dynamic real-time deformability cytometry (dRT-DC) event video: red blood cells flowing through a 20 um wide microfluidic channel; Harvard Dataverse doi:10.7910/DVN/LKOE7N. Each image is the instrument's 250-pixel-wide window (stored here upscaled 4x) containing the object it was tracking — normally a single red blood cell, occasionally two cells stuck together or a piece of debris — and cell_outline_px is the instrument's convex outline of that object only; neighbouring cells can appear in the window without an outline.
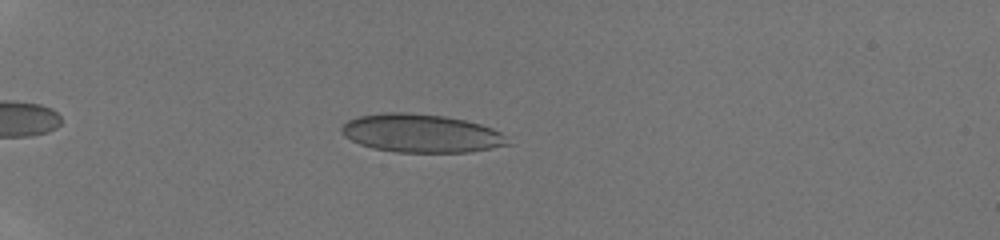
{"species": "human", "species_latin": "Homo sapiens", "temperature_condition": "room temperature", "stored_images_in_passage": 39, "camera_frame_rate_fps": 3000, "um_per_image_px": 0.085, "donor": {"sex": "male"}, "frame": {"image": 1, "passage_image": 8, "time_ms": 2.333, "image_size_px": [1000, 240], "cell_outline_px": [[516, 144], [468, 152], [396, 152], [372, 148], [360, 144], [344, 136], [340, 132], [340, 128], [348, 120], [360, 116], [384, 112], [408, 112], [444, 116], [464, 120], [480, 124], [492, 128], [500, 132]], "centroid_in_image_um": [35.83, 11.33], "position_along_channel_um": 49.2, "area_um2": 37.34}}
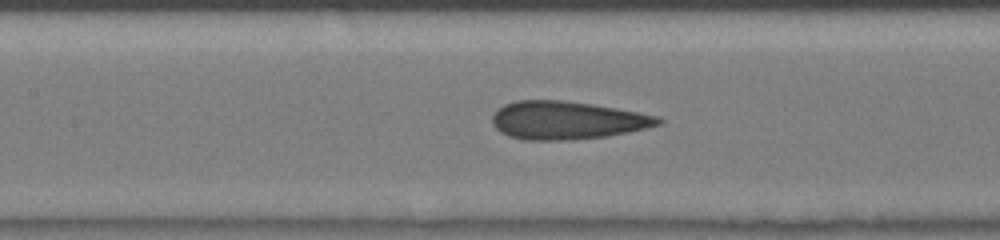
{"frame": {"image": 2, "passage_image": 18, "time_ms": 5.667, "image_size_px": [1000, 240], "cell_outline_px": [[664, 120], [660, 124], [628, 132], [608, 136], [572, 140], [524, 140], [508, 136], [500, 132], [492, 124], [492, 116], [496, 108], [504, 104], [516, 100], [560, 100], [592, 104], [616, 108], [660, 116]], "centroid_in_image_um": [48.16, 10.22], "position_along_channel_um": 159.2, "area_um2": 37.05}}
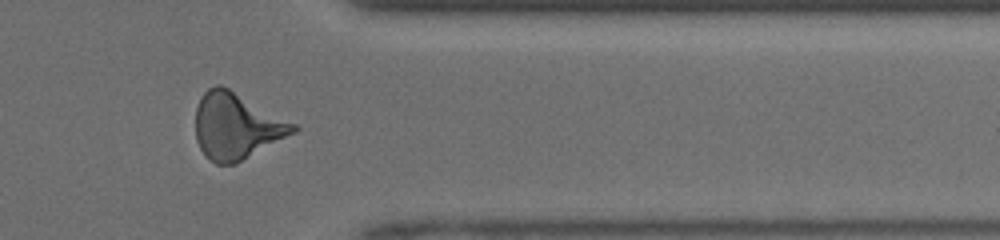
{"frame": {"image": 3, "passage_image": 33, "time_ms": 10.667, "image_size_px": [1000, 240], "cell_outline_px": [[300, 128], [296, 132], [236, 164], [216, 164], [200, 148], [196, 140], [196, 108], [200, 96], [208, 88], [216, 84], [220, 84], [228, 88], [296, 124]], "centroid_in_image_um": [20.1, 10.71], "position_along_channel_um": 391.3, "area_um2": 37.45}}